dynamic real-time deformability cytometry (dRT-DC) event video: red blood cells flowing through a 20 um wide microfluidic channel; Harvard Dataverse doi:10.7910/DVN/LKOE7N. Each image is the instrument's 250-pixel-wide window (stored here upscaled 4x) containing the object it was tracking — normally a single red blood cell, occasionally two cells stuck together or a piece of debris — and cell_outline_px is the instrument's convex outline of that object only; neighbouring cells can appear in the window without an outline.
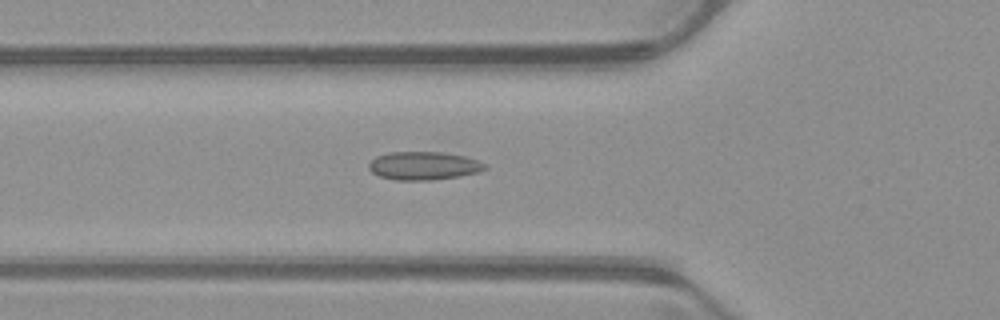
{"species": "common noctule bat (a hibernating species)", "species_latin": "Nyctalus noctula", "temperature_condition": "warm", "stored_images_in_passage": 31, "camera_frame_rate_fps": 3000, "um_per_image_px": 0.085, "animal": {"sex": "male", "body_mass_g": 23.1, "forearm_length_mm": 52.7}, "frame": {"image": 1, "passage_image": 2, "time_ms": 0.333, "image_size_px": [1000, 320], "cell_outline_px": [[488, 168], [480, 172], [432, 180], [396, 180], [380, 176], [372, 172], [368, 168], [368, 164], [376, 156], [388, 152], [440, 152], [464, 156], [488, 164]], "centroid_in_image_um": [36.01, 14.08], "position_along_channel_um": 89.8, "area_um2": 19.07}}
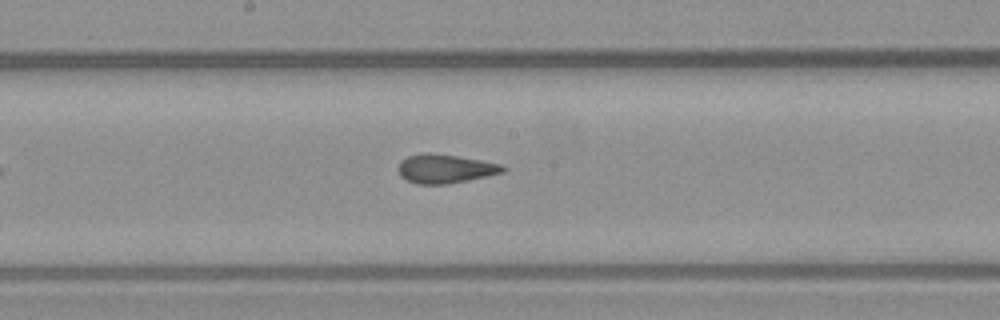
{"frame": {"image": 2, "passage_image": 11, "time_ms": 3.333, "image_size_px": [1000, 320], "cell_outline_px": [[508, 168], [504, 172], [468, 180], [448, 184], [416, 184], [400, 176], [400, 160], [408, 156], [424, 152], [456, 156], [480, 160], [500, 164]], "centroid_in_image_um": [37.85, 14.34], "position_along_channel_um": 210.4, "area_um2": 17.4}}
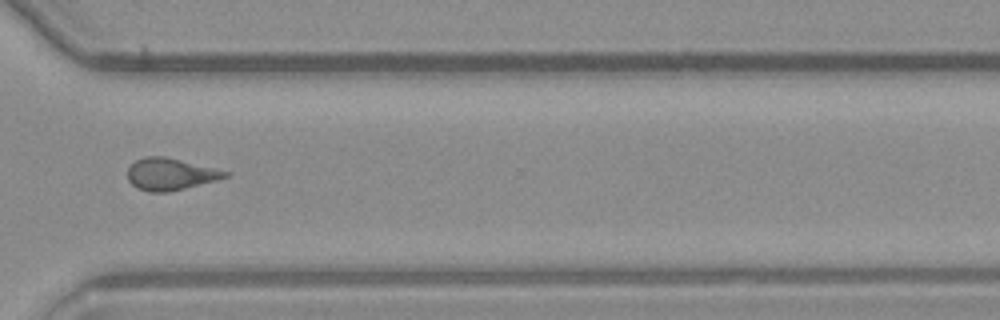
{"frame": {"image": 3, "passage_image": 22, "time_ms": 7.0, "image_size_px": [1000, 320], "cell_outline_px": [[228, 176], [216, 180], [168, 192], [148, 192], [136, 188], [128, 180], [128, 168], [136, 160], [144, 156], [164, 156], [228, 172]], "centroid_in_image_um": [14.41, 14.81], "position_along_channel_um": 356.2, "area_um2": 17.8}}